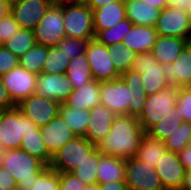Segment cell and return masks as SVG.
Here are the masks:
<instances>
[{
	"label": "cell",
	"instance_id": "obj_38",
	"mask_svg": "<svg viewBox=\"0 0 191 190\" xmlns=\"http://www.w3.org/2000/svg\"><path fill=\"white\" fill-rule=\"evenodd\" d=\"M182 120H179L173 111L171 115H166L156 125L152 126L146 134L152 138L165 140L180 126Z\"/></svg>",
	"mask_w": 191,
	"mask_h": 190
},
{
	"label": "cell",
	"instance_id": "obj_32",
	"mask_svg": "<svg viewBox=\"0 0 191 190\" xmlns=\"http://www.w3.org/2000/svg\"><path fill=\"white\" fill-rule=\"evenodd\" d=\"M133 23L126 17L119 22L115 27L105 30H100L95 39L106 46H117L122 44L124 36L130 31Z\"/></svg>",
	"mask_w": 191,
	"mask_h": 190
},
{
	"label": "cell",
	"instance_id": "obj_48",
	"mask_svg": "<svg viewBox=\"0 0 191 190\" xmlns=\"http://www.w3.org/2000/svg\"><path fill=\"white\" fill-rule=\"evenodd\" d=\"M100 190H128L124 181H113L109 183H98Z\"/></svg>",
	"mask_w": 191,
	"mask_h": 190
},
{
	"label": "cell",
	"instance_id": "obj_14",
	"mask_svg": "<svg viewBox=\"0 0 191 190\" xmlns=\"http://www.w3.org/2000/svg\"><path fill=\"white\" fill-rule=\"evenodd\" d=\"M37 76V74L25 70L20 65L1 76L3 85L15 105L34 94Z\"/></svg>",
	"mask_w": 191,
	"mask_h": 190
},
{
	"label": "cell",
	"instance_id": "obj_47",
	"mask_svg": "<svg viewBox=\"0 0 191 190\" xmlns=\"http://www.w3.org/2000/svg\"><path fill=\"white\" fill-rule=\"evenodd\" d=\"M178 157L185 169L191 170V143L178 154Z\"/></svg>",
	"mask_w": 191,
	"mask_h": 190
},
{
	"label": "cell",
	"instance_id": "obj_16",
	"mask_svg": "<svg viewBox=\"0 0 191 190\" xmlns=\"http://www.w3.org/2000/svg\"><path fill=\"white\" fill-rule=\"evenodd\" d=\"M53 2L51 0H21L10 8V14L22 29L33 30Z\"/></svg>",
	"mask_w": 191,
	"mask_h": 190
},
{
	"label": "cell",
	"instance_id": "obj_1",
	"mask_svg": "<svg viewBox=\"0 0 191 190\" xmlns=\"http://www.w3.org/2000/svg\"><path fill=\"white\" fill-rule=\"evenodd\" d=\"M143 85L141 73L131 69L118 79L100 82V105L115 115L138 118L148 97Z\"/></svg>",
	"mask_w": 191,
	"mask_h": 190
},
{
	"label": "cell",
	"instance_id": "obj_31",
	"mask_svg": "<svg viewBox=\"0 0 191 190\" xmlns=\"http://www.w3.org/2000/svg\"><path fill=\"white\" fill-rule=\"evenodd\" d=\"M47 55L48 47L36 43L31 49L18 58L19 65L25 70L39 75L42 73Z\"/></svg>",
	"mask_w": 191,
	"mask_h": 190
},
{
	"label": "cell",
	"instance_id": "obj_21",
	"mask_svg": "<svg viewBox=\"0 0 191 190\" xmlns=\"http://www.w3.org/2000/svg\"><path fill=\"white\" fill-rule=\"evenodd\" d=\"M158 36L155 27L133 24L130 31L124 36L122 45L136 54L151 52Z\"/></svg>",
	"mask_w": 191,
	"mask_h": 190
},
{
	"label": "cell",
	"instance_id": "obj_12",
	"mask_svg": "<svg viewBox=\"0 0 191 190\" xmlns=\"http://www.w3.org/2000/svg\"><path fill=\"white\" fill-rule=\"evenodd\" d=\"M155 28L159 36L179 37L191 42V18L186 11L167 6L161 10Z\"/></svg>",
	"mask_w": 191,
	"mask_h": 190
},
{
	"label": "cell",
	"instance_id": "obj_45",
	"mask_svg": "<svg viewBox=\"0 0 191 190\" xmlns=\"http://www.w3.org/2000/svg\"><path fill=\"white\" fill-rule=\"evenodd\" d=\"M0 190H17V182L2 166H0Z\"/></svg>",
	"mask_w": 191,
	"mask_h": 190
},
{
	"label": "cell",
	"instance_id": "obj_43",
	"mask_svg": "<svg viewBox=\"0 0 191 190\" xmlns=\"http://www.w3.org/2000/svg\"><path fill=\"white\" fill-rule=\"evenodd\" d=\"M19 57L7 50L4 46L0 47V76L5 75L19 65Z\"/></svg>",
	"mask_w": 191,
	"mask_h": 190
},
{
	"label": "cell",
	"instance_id": "obj_52",
	"mask_svg": "<svg viewBox=\"0 0 191 190\" xmlns=\"http://www.w3.org/2000/svg\"><path fill=\"white\" fill-rule=\"evenodd\" d=\"M10 6L7 4L5 0H0V21L3 19V17L10 14Z\"/></svg>",
	"mask_w": 191,
	"mask_h": 190
},
{
	"label": "cell",
	"instance_id": "obj_34",
	"mask_svg": "<svg viewBox=\"0 0 191 190\" xmlns=\"http://www.w3.org/2000/svg\"><path fill=\"white\" fill-rule=\"evenodd\" d=\"M100 150L96 148L81 165L74 169L73 173L83 183L95 184L97 183V167L100 160Z\"/></svg>",
	"mask_w": 191,
	"mask_h": 190
},
{
	"label": "cell",
	"instance_id": "obj_36",
	"mask_svg": "<svg viewBox=\"0 0 191 190\" xmlns=\"http://www.w3.org/2000/svg\"><path fill=\"white\" fill-rule=\"evenodd\" d=\"M70 57H67L57 46L48 47V55L43 65V73L66 74Z\"/></svg>",
	"mask_w": 191,
	"mask_h": 190
},
{
	"label": "cell",
	"instance_id": "obj_22",
	"mask_svg": "<svg viewBox=\"0 0 191 190\" xmlns=\"http://www.w3.org/2000/svg\"><path fill=\"white\" fill-rule=\"evenodd\" d=\"M92 11L95 35L100 30L115 27L119 22L126 18L124 0L109 3Z\"/></svg>",
	"mask_w": 191,
	"mask_h": 190
},
{
	"label": "cell",
	"instance_id": "obj_49",
	"mask_svg": "<svg viewBox=\"0 0 191 190\" xmlns=\"http://www.w3.org/2000/svg\"><path fill=\"white\" fill-rule=\"evenodd\" d=\"M167 6L188 12L191 0H166Z\"/></svg>",
	"mask_w": 191,
	"mask_h": 190
},
{
	"label": "cell",
	"instance_id": "obj_26",
	"mask_svg": "<svg viewBox=\"0 0 191 190\" xmlns=\"http://www.w3.org/2000/svg\"><path fill=\"white\" fill-rule=\"evenodd\" d=\"M125 164L126 159L101 153L97 167V183L124 181Z\"/></svg>",
	"mask_w": 191,
	"mask_h": 190
},
{
	"label": "cell",
	"instance_id": "obj_40",
	"mask_svg": "<svg viewBox=\"0 0 191 190\" xmlns=\"http://www.w3.org/2000/svg\"><path fill=\"white\" fill-rule=\"evenodd\" d=\"M59 172L48 166L32 184L31 190H59Z\"/></svg>",
	"mask_w": 191,
	"mask_h": 190
},
{
	"label": "cell",
	"instance_id": "obj_51",
	"mask_svg": "<svg viewBox=\"0 0 191 190\" xmlns=\"http://www.w3.org/2000/svg\"><path fill=\"white\" fill-rule=\"evenodd\" d=\"M143 1L160 10H163L164 8L167 7L166 0H143Z\"/></svg>",
	"mask_w": 191,
	"mask_h": 190
},
{
	"label": "cell",
	"instance_id": "obj_13",
	"mask_svg": "<svg viewBox=\"0 0 191 190\" xmlns=\"http://www.w3.org/2000/svg\"><path fill=\"white\" fill-rule=\"evenodd\" d=\"M60 105L61 103L54 100L31 94L16 106L22 114L32 120L37 127L41 128L59 115Z\"/></svg>",
	"mask_w": 191,
	"mask_h": 190
},
{
	"label": "cell",
	"instance_id": "obj_18",
	"mask_svg": "<svg viewBox=\"0 0 191 190\" xmlns=\"http://www.w3.org/2000/svg\"><path fill=\"white\" fill-rule=\"evenodd\" d=\"M167 82L175 87H191V42H189L175 61L163 65Z\"/></svg>",
	"mask_w": 191,
	"mask_h": 190
},
{
	"label": "cell",
	"instance_id": "obj_25",
	"mask_svg": "<svg viewBox=\"0 0 191 190\" xmlns=\"http://www.w3.org/2000/svg\"><path fill=\"white\" fill-rule=\"evenodd\" d=\"M189 42V40L179 37L158 36L156 43L151 49V53L159 64H169L176 60Z\"/></svg>",
	"mask_w": 191,
	"mask_h": 190
},
{
	"label": "cell",
	"instance_id": "obj_53",
	"mask_svg": "<svg viewBox=\"0 0 191 190\" xmlns=\"http://www.w3.org/2000/svg\"><path fill=\"white\" fill-rule=\"evenodd\" d=\"M181 190H191V170L186 171L184 183Z\"/></svg>",
	"mask_w": 191,
	"mask_h": 190
},
{
	"label": "cell",
	"instance_id": "obj_2",
	"mask_svg": "<svg viewBox=\"0 0 191 190\" xmlns=\"http://www.w3.org/2000/svg\"><path fill=\"white\" fill-rule=\"evenodd\" d=\"M145 134L137 117L116 115L109 133L99 142L97 148L102 154L129 159L137 154Z\"/></svg>",
	"mask_w": 191,
	"mask_h": 190
},
{
	"label": "cell",
	"instance_id": "obj_54",
	"mask_svg": "<svg viewBox=\"0 0 191 190\" xmlns=\"http://www.w3.org/2000/svg\"><path fill=\"white\" fill-rule=\"evenodd\" d=\"M53 3L57 4H72V3H82L84 0H51Z\"/></svg>",
	"mask_w": 191,
	"mask_h": 190
},
{
	"label": "cell",
	"instance_id": "obj_57",
	"mask_svg": "<svg viewBox=\"0 0 191 190\" xmlns=\"http://www.w3.org/2000/svg\"><path fill=\"white\" fill-rule=\"evenodd\" d=\"M4 152V149L2 148V144H1V141H0V156L1 154Z\"/></svg>",
	"mask_w": 191,
	"mask_h": 190
},
{
	"label": "cell",
	"instance_id": "obj_35",
	"mask_svg": "<svg viewBox=\"0 0 191 190\" xmlns=\"http://www.w3.org/2000/svg\"><path fill=\"white\" fill-rule=\"evenodd\" d=\"M164 142L168 151L179 154L191 143V123L183 121Z\"/></svg>",
	"mask_w": 191,
	"mask_h": 190
},
{
	"label": "cell",
	"instance_id": "obj_5",
	"mask_svg": "<svg viewBox=\"0 0 191 190\" xmlns=\"http://www.w3.org/2000/svg\"><path fill=\"white\" fill-rule=\"evenodd\" d=\"M65 37L91 40L95 38L93 11L84 3L62 4Z\"/></svg>",
	"mask_w": 191,
	"mask_h": 190
},
{
	"label": "cell",
	"instance_id": "obj_4",
	"mask_svg": "<svg viewBox=\"0 0 191 190\" xmlns=\"http://www.w3.org/2000/svg\"><path fill=\"white\" fill-rule=\"evenodd\" d=\"M31 131H40V128L22 114L17 106L2 111L0 141L4 151L20 148L22 137Z\"/></svg>",
	"mask_w": 191,
	"mask_h": 190
},
{
	"label": "cell",
	"instance_id": "obj_56",
	"mask_svg": "<svg viewBox=\"0 0 191 190\" xmlns=\"http://www.w3.org/2000/svg\"><path fill=\"white\" fill-rule=\"evenodd\" d=\"M5 1L11 7L12 5L19 3L21 0H5Z\"/></svg>",
	"mask_w": 191,
	"mask_h": 190
},
{
	"label": "cell",
	"instance_id": "obj_11",
	"mask_svg": "<svg viewBox=\"0 0 191 190\" xmlns=\"http://www.w3.org/2000/svg\"><path fill=\"white\" fill-rule=\"evenodd\" d=\"M85 53L94 80L105 82L120 78V74L116 71L111 60L108 46L94 38L88 41Z\"/></svg>",
	"mask_w": 191,
	"mask_h": 190
},
{
	"label": "cell",
	"instance_id": "obj_55",
	"mask_svg": "<svg viewBox=\"0 0 191 190\" xmlns=\"http://www.w3.org/2000/svg\"><path fill=\"white\" fill-rule=\"evenodd\" d=\"M85 190H100L99 184L95 183V184H89L87 185V187L85 188Z\"/></svg>",
	"mask_w": 191,
	"mask_h": 190
},
{
	"label": "cell",
	"instance_id": "obj_50",
	"mask_svg": "<svg viewBox=\"0 0 191 190\" xmlns=\"http://www.w3.org/2000/svg\"><path fill=\"white\" fill-rule=\"evenodd\" d=\"M116 1H121V0H84V3L91 9L95 10L100 7H103L109 3H113Z\"/></svg>",
	"mask_w": 191,
	"mask_h": 190
},
{
	"label": "cell",
	"instance_id": "obj_46",
	"mask_svg": "<svg viewBox=\"0 0 191 190\" xmlns=\"http://www.w3.org/2000/svg\"><path fill=\"white\" fill-rule=\"evenodd\" d=\"M16 105L11 101L6 88L3 85L2 78L0 76V107L3 109H10Z\"/></svg>",
	"mask_w": 191,
	"mask_h": 190
},
{
	"label": "cell",
	"instance_id": "obj_60",
	"mask_svg": "<svg viewBox=\"0 0 191 190\" xmlns=\"http://www.w3.org/2000/svg\"><path fill=\"white\" fill-rule=\"evenodd\" d=\"M3 110H4V109H3L2 107H0V115H1V113H2Z\"/></svg>",
	"mask_w": 191,
	"mask_h": 190
},
{
	"label": "cell",
	"instance_id": "obj_6",
	"mask_svg": "<svg viewBox=\"0 0 191 190\" xmlns=\"http://www.w3.org/2000/svg\"><path fill=\"white\" fill-rule=\"evenodd\" d=\"M178 97V87L170 85L159 93L148 95L144 108L137 118L145 132L156 125L166 115L174 111Z\"/></svg>",
	"mask_w": 191,
	"mask_h": 190
},
{
	"label": "cell",
	"instance_id": "obj_30",
	"mask_svg": "<svg viewBox=\"0 0 191 190\" xmlns=\"http://www.w3.org/2000/svg\"><path fill=\"white\" fill-rule=\"evenodd\" d=\"M20 149L31 156L39 158L47 166H50L52 162L53 157L48 153L40 131H31L25 134L22 137Z\"/></svg>",
	"mask_w": 191,
	"mask_h": 190
},
{
	"label": "cell",
	"instance_id": "obj_59",
	"mask_svg": "<svg viewBox=\"0 0 191 190\" xmlns=\"http://www.w3.org/2000/svg\"><path fill=\"white\" fill-rule=\"evenodd\" d=\"M188 13H189V16H190V18H191V4H190V8H189Z\"/></svg>",
	"mask_w": 191,
	"mask_h": 190
},
{
	"label": "cell",
	"instance_id": "obj_19",
	"mask_svg": "<svg viewBox=\"0 0 191 190\" xmlns=\"http://www.w3.org/2000/svg\"><path fill=\"white\" fill-rule=\"evenodd\" d=\"M40 132L47 151L52 157L65 143L76 137L60 115L44 127H41Z\"/></svg>",
	"mask_w": 191,
	"mask_h": 190
},
{
	"label": "cell",
	"instance_id": "obj_44",
	"mask_svg": "<svg viewBox=\"0 0 191 190\" xmlns=\"http://www.w3.org/2000/svg\"><path fill=\"white\" fill-rule=\"evenodd\" d=\"M20 29L19 24L14 20L11 14L3 17L0 21V36L3 42H6Z\"/></svg>",
	"mask_w": 191,
	"mask_h": 190
},
{
	"label": "cell",
	"instance_id": "obj_9",
	"mask_svg": "<svg viewBox=\"0 0 191 190\" xmlns=\"http://www.w3.org/2000/svg\"><path fill=\"white\" fill-rule=\"evenodd\" d=\"M131 70L141 73L144 91L147 95L159 93L170 86L165 78L163 65L158 63L151 52L136 54Z\"/></svg>",
	"mask_w": 191,
	"mask_h": 190
},
{
	"label": "cell",
	"instance_id": "obj_3",
	"mask_svg": "<svg viewBox=\"0 0 191 190\" xmlns=\"http://www.w3.org/2000/svg\"><path fill=\"white\" fill-rule=\"evenodd\" d=\"M4 167L17 182V190H31L38 176L48 167L42 160L22 149L5 150L0 156Z\"/></svg>",
	"mask_w": 191,
	"mask_h": 190
},
{
	"label": "cell",
	"instance_id": "obj_28",
	"mask_svg": "<svg viewBox=\"0 0 191 190\" xmlns=\"http://www.w3.org/2000/svg\"><path fill=\"white\" fill-rule=\"evenodd\" d=\"M167 151L163 140L145 134L135 157L155 168L156 163Z\"/></svg>",
	"mask_w": 191,
	"mask_h": 190
},
{
	"label": "cell",
	"instance_id": "obj_7",
	"mask_svg": "<svg viewBox=\"0 0 191 190\" xmlns=\"http://www.w3.org/2000/svg\"><path fill=\"white\" fill-rule=\"evenodd\" d=\"M97 148L85 137L76 136L53 156L50 167L58 172H72Z\"/></svg>",
	"mask_w": 191,
	"mask_h": 190
},
{
	"label": "cell",
	"instance_id": "obj_20",
	"mask_svg": "<svg viewBox=\"0 0 191 190\" xmlns=\"http://www.w3.org/2000/svg\"><path fill=\"white\" fill-rule=\"evenodd\" d=\"M115 114L103 105H97L90 110L85 138L96 146L109 133Z\"/></svg>",
	"mask_w": 191,
	"mask_h": 190
},
{
	"label": "cell",
	"instance_id": "obj_41",
	"mask_svg": "<svg viewBox=\"0 0 191 190\" xmlns=\"http://www.w3.org/2000/svg\"><path fill=\"white\" fill-rule=\"evenodd\" d=\"M90 40L65 37L57 47L66 54L70 59H74L85 53L86 47Z\"/></svg>",
	"mask_w": 191,
	"mask_h": 190
},
{
	"label": "cell",
	"instance_id": "obj_58",
	"mask_svg": "<svg viewBox=\"0 0 191 190\" xmlns=\"http://www.w3.org/2000/svg\"><path fill=\"white\" fill-rule=\"evenodd\" d=\"M3 46H4V42H3V40H2V38L0 36V47H3Z\"/></svg>",
	"mask_w": 191,
	"mask_h": 190
},
{
	"label": "cell",
	"instance_id": "obj_33",
	"mask_svg": "<svg viewBox=\"0 0 191 190\" xmlns=\"http://www.w3.org/2000/svg\"><path fill=\"white\" fill-rule=\"evenodd\" d=\"M35 44L36 39L33 35V31L20 28L16 34L4 42V47L17 57H20L29 49H31Z\"/></svg>",
	"mask_w": 191,
	"mask_h": 190
},
{
	"label": "cell",
	"instance_id": "obj_23",
	"mask_svg": "<svg viewBox=\"0 0 191 190\" xmlns=\"http://www.w3.org/2000/svg\"><path fill=\"white\" fill-rule=\"evenodd\" d=\"M100 82L91 80L89 83L76 88L64 102L74 109L91 110L100 105Z\"/></svg>",
	"mask_w": 191,
	"mask_h": 190
},
{
	"label": "cell",
	"instance_id": "obj_15",
	"mask_svg": "<svg viewBox=\"0 0 191 190\" xmlns=\"http://www.w3.org/2000/svg\"><path fill=\"white\" fill-rule=\"evenodd\" d=\"M72 91L70 79L66 74L42 72L37 76L34 94L64 103Z\"/></svg>",
	"mask_w": 191,
	"mask_h": 190
},
{
	"label": "cell",
	"instance_id": "obj_37",
	"mask_svg": "<svg viewBox=\"0 0 191 190\" xmlns=\"http://www.w3.org/2000/svg\"><path fill=\"white\" fill-rule=\"evenodd\" d=\"M111 60L113 61L116 71L121 75L131 69L135 60L136 53L131 49L120 44L117 46H109Z\"/></svg>",
	"mask_w": 191,
	"mask_h": 190
},
{
	"label": "cell",
	"instance_id": "obj_27",
	"mask_svg": "<svg viewBox=\"0 0 191 190\" xmlns=\"http://www.w3.org/2000/svg\"><path fill=\"white\" fill-rule=\"evenodd\" d=\"M59 115L76 136L85 137L90 110L74 109L65 103H61Z\"/></svg>",
	"mask_w": 191,
	"mask_h": 190
},
{
	"label": "cell",
	"instance_id": "obj_39",
	"mask_svg": "<svg viewBox=\"0 0 191 190\" xmlns=\"http://www.w3.org/2000/svg\"><path fill=\"white\" fill-rule=\"evenodd\" d=\"M174 112L179 120L191 123V87L178 88Z\"/></svg>",
	"mask_w": 191,
	"mask_h": 190
},
{
	"label": "cell",
	"instance_id": "obj_24",
	"mask_svg": "<svg viewBox=\"0 0 191 190\" xmlns=\"http://www.w3.org/2000/svg\"><path fill=\"white\" fill-rule=\"evenodd\" d=\"M126 17L135 25L155 27L161 10L143 0H124Z\"/></svg>",
	"mask_w": 191,
	"mask_h": 190
},
{
	"label": "cell",
	"instance_id": "obj_42",
	"mask_svg": "<svg viewBox=\"0 0 191 190\" xmlns=\"http://www.w3.org/2000/svg\"><path fill=\"white\" fill-rule=\"evenodd\" d=\"M59 181V190H85L87 187V184L71 172H59Z\"/></svg>",
	"mask_w": 191,
	"mask_h": 190
},
{
	"label": "cell",
	"instance_id": "obj_17",
	"mask_svg": "<svg viewBox=\"0 0 191 190\" xmlns=\"http://www.w3.org/2000/svg\"><path fill=\"white\" fill-rule=\"evenodd\" d=\"M155 169L165 190H181L187 170L178 154L167 151L156 163Z\"/></svg>",
	"mask_w": 191,
	"mask_h": 190
},
{
	"label": "cell",
	"instance_id": "obj_29",
	"mask_svg": "<svg viewBox=\"0 0 191 190\" xmlns=\"http://www.w3.org/2000/svg\"><path fill=\"white\" fill-rule=\"evenodd\" d=\"M66 75L73 90L93 80L86 53L70 60Z\"/></svg>",
	"mask_w": 191,
	"mask_h": 190
},
{
	"label": "cell",
	"instance_id": "obj_8",
	"mask_svg": "<svg viewBox=\"0 0 191 190\" xmlns=\"http://www.w3.org/2000/svg\"><path fill=\"white\" fill-rule=\"evenodd\" d=\"M32 31L37 44L57 46L65 38L62 4L52 3Z\"/></svg>",
	"mask_w": 191,
	"mask_h": 190
},
{
	"label": "cell",
	"instance_id": "obj_10",
	"mask_svg": "<svg viewBox=\"0 0 191 190\" xmlns=\"http://www.w3.org/2000/svg\"><path fill=\"white\" fill-rule=\"evenodd\" d=\"M124 183L128 190H165L156 169L136 157L126 159Z\"/></svg>",
	"mask_w": 191,
	"mask_h": 190
}]
</instances>
